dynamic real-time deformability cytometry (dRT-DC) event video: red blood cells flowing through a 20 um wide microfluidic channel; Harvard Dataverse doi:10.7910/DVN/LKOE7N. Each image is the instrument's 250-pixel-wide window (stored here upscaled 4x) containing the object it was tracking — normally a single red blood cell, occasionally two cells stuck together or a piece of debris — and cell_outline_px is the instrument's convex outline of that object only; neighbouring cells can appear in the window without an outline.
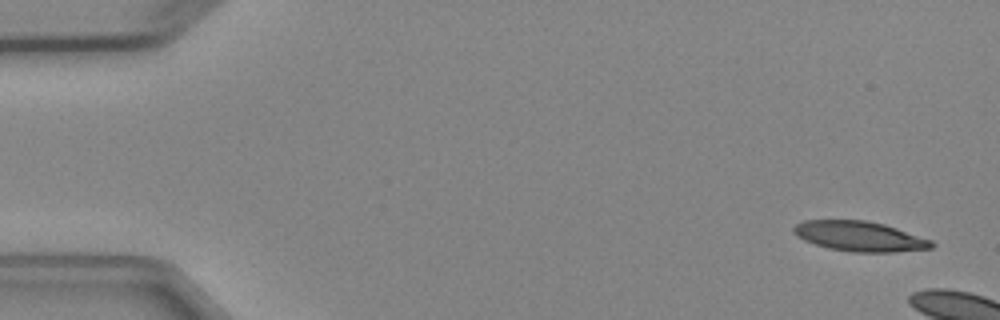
{"species": "Egyptian fruit bat (a non-hibernating species)", "species_latin": "Rousettus aegyptiacus", "temperature_condition": "cold", "stored_images_in_passage": 3, "camera_frame_rate_fps": 3000, "um_per_image_px": 0.085, "animal": {"sex": "female"}, "frame": {"image": 1, "passage_image": 1, "time_ms": 0.0, "image_size_px": [1000, 320], "cell_outline_px": [[936, 244], [932, 248], [896, 252], [852, 252], [828, 248], [804, 240], [796, 236], [792, 232], [792, 228], [796, 224], [804, 220], [864, 220], [884, 224], [932, 240]], "centroid_in_image_um": [73.06, 20.09], "position_along_channel_um": 11.9, "area_um2": 24.16}}